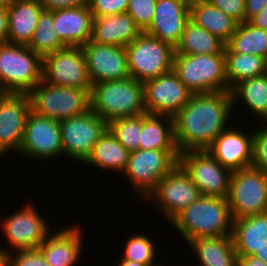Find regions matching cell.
I'll use <instances>...</instances> for the list:
<instances>
[{
    "label": "cell",
    "instance_id": "49",
    "mask_svg": "<svg viewBox=\"0 0 267 266\" xmlns=\"http://www.w3.org/2000/svg\"><path fill=\"white\" fill-rule=\"evenodd\" d=\"M0 266H6V255L0 247Z\"/></svg>",
    "mask_w": 267,
    "mask_h": 266
},
{
    "label": "cell",
    "instance_id": "33",
    "mask_svg": "<svg viewBox=\"0 0 267 266\" xmlns=\"http://www.w3.org/2000/svg\"><path fill=\"white\" fill-rule=\"evenodd\" d=\"M226 78L231 89L241 80L267 74V59L253 54L224 53Z\"/></svg>",
    "mask_w": 267,
    "mask_h": 266
},
{
    "label": "cell",
    "instance_id": "47",
    "mask_svg": "<svg viewBox=\"0 0 267 266\" xmlns=\"http://www.w3.org/2000/svg\"><path fill=\"white\" fill-rule=\"evenodd\" d=\"M254 256L260 258L263 262L267 264V242H265L264 245L256 251Z\"/></svg>",
    "mask_w": 267,
    "mask_h": 266
},
{
    "label": "cell",
    "instance_id": "40",
    "mask_svg": "<svg viewBox=\"0 0 267 266\" xmlns=\"http://www.w3.org/2000/svg\"><path fill=\"white\" fill-rule=\"evenodd\" d=\"M129 0H89L93 17L116 15L127 11Z\"/></svg>",
    "mask_w": 267,
    "mask_h": 266
},
{
    "label": "cell",
    "instance_id": "20",
    "mask_svg": "<svg viewBox=\"0 0 267 266\" xmlns=\"http://www.w3.org/2000/svg\"><path fill=\"white\" fill-rule=\"evenodd\" d=\"M189 16L190 3L186 0H157L151 25L144 32L175 48Z\"/></svg>",
    "mask_w": 267,
    "mask_h": 266
},
{
    "label": "cell",
    "instance_id": "6",
    "mask_svg": "<svg viewBox=\"0 0 267 266\" xmlns=\"http://www.w3.org/2000/svg\"><path fill=\"white\" fill-rule=\"evenodd\" d=\"M28 95L33 112L58 121L91 109L90 92L86 89L54 86L42 80Z\"/></svg>",
    "mask_w": 267,
    "mask_h": 266
},
{
    "label": "cell",
    "instance_id": "38",
    "mask_svg": "<svg viewBox=\"0 0 267 266\" xmlns=\"http://www.w3.org/2000/svg\"><path fill=\"white\" fill-rule=\"evenodd\" d=\"M254 127L252 164L251 166L267 173V123L260 122Z\"/></svg>",
    "mask_w": 267,
    "mask_h": 266
},
{
    "label": "cell",
    "instance_id": "22",
    "mask_svg": "<svg viewBox=\"0 0 267 266\" xmlns=\"http://www.w3.org/2000/svg\"><path fill=\"white\" fill-rule=\"evenodd\" d=\"M93 19L89 5L53 11L54 30L69 47H82L91 40Z\"/></svg>",
    "mask_w": 267,
    "mask_h": 266
},
{
    "label": "cell",
    "instance_id": "43",
    "mask_svg": "<svg viewBox=\"0 0 267 266\" xmlns=\"http://www.w3.org/2000/svg\"><path fill=\"white\" fill-rule=\"evenodd\" d=\"M246 21L267 6V0H245Z\"/></svg>",
    "mask_w": 267,
    "mask_h": 266
},
{
    "label": "cell",
    "instance_id": "42",
    "mask_svg": "<svg viewBox=\"0 0 267 266\" xmlns=\"http://www.w3.org/2000/svg\"><path fill=\"white\" fill-rule=\"evenodd\" d=\"M46 10H59L65 8L81 7L89 4V0H39Z\"/></svg>",
    "mask_w": 267,
    "mask_h": 266
},
{
    "label": "cell",
    "instance_id": "34",
    "mask_svg": "<svg viewBox=\"0 0 267 266\" xmlns=\"http://www.w3.org/2000/svg\"><path fill=\"white\" fill-rule=\"evenodd\" d=\"M28 47L42 58L67 47L54 30L53 11L44 9L41 12L37 28Z\"/></svg>",
    "mask_w": 267,
    "mask_h": 266
},
{
    "label": "cell",
    "instance_id": "15",
    "mask_svg": "<svg viewBox=\"0 0 267 266\" xmlns=\"http://www.w3.org/2000/svg\"><path fill=\"white\" fill-rule=\"evenodd\" d=\"M20 156L28 159L51 160L63 156L61 129L58 120L41 116L32 110L28 114Z\"/></svg>",
    "mask_w": 267,
    "mask_h": 266
},
{
    "label": "cell",
    "instance_id": "26",
    "mask_svg": "<svg viewBox=\"0 0 267 266\" xmlns=\"http://www.w3.org/2000/svg\"><path fill=\"white\" fill-rule=\"evenodd\" d=\"M198 266H237L238 255L231 236L197 238L188 242Z\"/></svg>",
    "mask_w": 267,
    "mask_h": 266
},
{
    "label": "cell",
    "instance_id": "30",
    "mask_svg": "<svg viewBox=\"0 0 267 266\" xmlns=\"http://www.w3.org/2000/svg\"><path fill=\"white\" fill-rule=\"evenodd\" d=\"M189 19L227 43L238 23L208 1L190 3Z\"/></svg>",
    "mask_w": 267,
    "mask_h": 266
},
{
    "label": "cell",
    "instance_id": "29",
    "mask_svg": "<svg viewBox=\"0 0 267 266\" xmlns=\"http://www.w3.org/2000/svg\"><path fill=\"white\" fill-rule=\"evenodd\" d=\"M233 109L238 108L237 102L246 105L254 117L267 123V74L241 80L231 88ZM251 110V111H250Z\"/></svg>",
    "mask_w": 267,
    "mask_h": 266
},
{
    "label": "cell",
    "instance_id": "28",
    "mask_svg": "<svg viewBox=\"0 0 267 266\" xmlns=\"http://www.w3.org/2000/svg\"><path fill=\"white\" fill-rule=\"evenodd\" d=\"M140 149L178 151L174 139V119L166 115L142 114Z\"/></svg>",
    "mask_w": 267,
    "mask_h": 266
},
{
    "label": "cell",
    "instance_id": "3",
    "mask_svg": "<svg viewBox=\"0 0 267 266\" xmlns=\"http://www.w3.org/2000/svg\"><path fill=\"white\" fill-rule=\"evenodd\" d=\"M90 101L91 110L108 124L118 118L146 113L143 83L133 77L92 84Z\"/></svg>",
    "mask_w": 267,
    "mask_h": 266
},
{
    "label": "cell",
    "instance_id": "9",
    "mask_svg": "<svg viewBox=\"0 0 267 266\" xmlns=\"http://www.w3.org/2000/svg\"><path fill=\"white\" fill-rule=\"evenodd\" d=\"M227 200L233 220L267 212V173L253 166L232 172Z\"/></svg>",
    "mask_w": 267,
    "mask_h": 266
},
{
    "label": "cell",
    "instance_id": "4",
    "mask_svg": "<svg viewBox=\"0 0 267 266\" xmlns=\"http://www.w3.org/2000/svg\"><path fill=\"white\" fill-rule=\"evenodd\" d=\"M43 58L30 47L0 45V93L28 94L43 80Z\"/></svg>",
    "mask_w": 267,
    "mask_h": 266
},
{
    "label": "cell",
    "instance_id": "36",
    "mask_svg": "<svg viewBox=\"0 0 267 266\" xmlns=\"http://www.w3.org/2000/svg\"><path fill=\"white\" fill-rule=\"evenodd\" d=\"M108 128L129 152L140 149L142 114L115 119L108 124Z\"/></svg>",
    "mask_w": 267,
    "mask_h": 266
},
{
    "label": "cell",
    "instance_id": "11",
    "mask_svg": "<svg viewBox=\"0 0 267 266\" xmlns=\"http://www.w3.org/2000/svg\"><path fill=\"white\" fill-rule=\"evenodd\" d=\"M29 202L28 200L27 205L24 204L20 210L8 214V217L2 220L1 233L6 236L5 239L10 246L8 249L1 247L5 255L15 250L38 249L51 232L49 222L45 221L35 205Z\"/></svg>",
    "mask_w": 267,
    "mask_h": 266
},
{
    "label": "cell",
    "instance_id": "10",
    "mask_svg": "<svg viewBox=\"0 0 267 266\" xmlns=\"http://www.w3.org/2000/svg\"><path fill=\"white\" fill-rule=\"evenodd\" d=\"M63 157L82 164L90 156L93 146L108 129V123L91 109L82 115L59 121Z\"/></svg>",
    "mask_w": 267,
    "mask_h": 266
},
{
    "label": "cell",
    "instance_id": "14",
    "mask_svg": "<svg viewBox=\"0 0 267 266\" xmlns=\"http://www.w3.org/2000/svg\"><path fill=\"white\" fill-rule=\"evenodd\" d=\"M201 193L185 170L178 164L164 176L147 196L148 203L171 221L178 213L194 203ZM154 203V204H153Z\"/></svg>",
    "mask_w": 267,
    "mask_h": 266
},
{
    "label": "cell",
    "instance_id": "37",
    "mask_svg": "<svg viewBox=\"0 0 267 266\" xmlns=\"http://www.w3.org/2000/svg\"><path fill=\"white\" fill-rule=\"evenodd\" d=\"M157 0H129L127 13L133 18L135 24L144 32L154 17Z\"/></svg>",
    "mask_w": 267,
    "mask_h": 266
},
{
    "label": "cell",
    "instance_id": "2",
    "mask_svg": "<svg viewBox=\"0 0 267 266\" xmlns=\"http://www.w3.org/2000/svg\"><path fill=\"white\" fill-rule=\"evenodd\" d=\"M169 223L188 243L197 238L231 236L233 218L227 199L200 196Z\"/></svg>",
    "mask_w": 267,
    "mask_h": 266
},
{
    "label": "cell",
    "instance_id": "1",
    "mask_svg": "<svg viewBox=\"0 0 267 266\" xmlns=\"http://www.w3.org/2000/svg\"><path fill=\"white\" fill-rule=\"evenodd\" d=\"M232 113L230 91L192 94L173 117L174 139L179 154L207 150L231 125L228 121Z\"/></svg>",
    "mask_w": 267,
    "mask_h": 266
},
{
    "label": "cell",
    "instance_id": "13",
    "mask_svg": "<svg viewBox=\"0 0 267 266\" xmlns=\"http://www.w3.org/2000/svg\"><path fill=\"white\" fill-rule=\"evenodd\" d=\"M43 80L54 86L86 89L91 93L86 58L82 47H65L43 57Z\"/></svg>",
    "mask_w": 267,
    "mask_h": 266
},
{
    "label": "cell",
    "instance_id": "7",
    "mask_svg": "<svg viewBox=\"0 0 267 266\" xmlns=\"http://www.w3.org/2000/svg\"><path fill=\"white\" fill-rule=\"evenodd\" d=\"M130 77L144 83L173 70L175 48L146 32L126 47Z\"/></svg>",
    "mask_w": 267,
    "mask_h": 266
},
{
    "label": "cell",
    "instance_id": "41",
    "mask_svg": "<svg viewBox=\"0 0 267 266\" xmlns=\"http://www.w3.org/2000/svg\"><path fill=\"white\" fill-rule=\"evenodd\" d=\"M225 14L234 19L238 24L246 22L245 0H207Z\"/></svg>",
    "mask_w": 267,
    "mask_h": 266
},
{
    "label": "cell",
    "instance_id": "12",
    "mask_svg": "<svg viewBox=\"0 0 267 266\" xmlns=\"http://www.w3.org/2000/svg\"><path fill=\"white\" fill-rule=\"evenodd\" d=\"M179 165L198 187L201 196L228 199L232 172L207 150L181 153Z\"/></svg>",
    "mask_w": 267,
    "mask_h": 266
},
{
    "label": "cell",
    "instance_id": "44",
    "mask_svg": "<svg viewBox=\"0 0 267 266\" xmlns=\"http://www.w3.org/2000/svg\"><path fill=\"white\" fill-rule=\"evenodd\" d=\"M8 43L7 7L0 6V45Z\"/></svg>",
    "mask_w": 267,
    "mask_h": 266
},
{
    "label": "cell",
    "instance_id": "16",
    "mask_svg": "<svg viewBox=\"0 0 267 266\" xmlns=\"http://www.w3.org/2000/svg\"><path fill=\"white\" fill-rule=\"evenodd\" d=\"M146 113L174 117L189 101L192 93L172 70L143 83Z\"/></svg>",
    "mask_w": 267,
    "mask_h": 266
},
{
    "label": "cell",
    "instance_id": "19",
    "mask_svg": "<svg viewBox=\"0 0 267 266\" xmlns=\"http://www.w3.org/2000/svg\"><path fill=\"white\" fill-rule=\"evenodd\" d=\"M230 125L209 146L207 151L231 172L246 168L252 164L254 128L250 132ZM253 129V130H252ZM246 131V132H245Z\"/></svg>",
    "mask_w": 267,
    "mask_h": 266
},
{
    "label": "cell",
    "instance_id": "25",
    "mask_svg": "<svg viewBox=\"0 0 267 266\" xmlns=\"http://www.w3.org/2000/svg\"><path fill=\"white\" fill-rule=\"evenodd\" d=\"M231 238L238 256L254 255L267 242V212L233 220Z\"/></svg>",
    "mask_w": 267,
    "mask_h": 266
},
{
    "label": "cell",
    "instance_id": "31",
    "mask_svg": "<svg viewBox=\"0 0 267 266\" xmlns=\"http://www.w3.org/2000/svg\"><path fill=\"white\" fill-rule=\"evenodd\" d=\"M226 43L219 37L199 27L190 19L184 26L175 54H224Z\"/></svg>",
    "mask_w": 267,
    "mask_h": 266
},
{
    "label": "cell",
    "instance_id": "5",
    "mask_svg": "<svg viewBox=\"0 0 267 266\" xmlns=\"http://www.w3.org/2000/svg\"><path fill=\"white\" fill-rule=\"evenodd\" d=\"M173 71L192 94L231 91L224 54H175Z\"/></svg>",
    "mask_w": 267,
    "mask_h": 266
},
{
    "label": "cell",
    "instance_id": "48",
    "mask_svg": "<svg viewBox=\"0 0 267 266\" xmlns=\"http://www.w3.org/2000/svg\"><path fill=\"white\" fill-rule=\"evenodd\" d=\"M116 265L117 266H148V265H144L138 262L127 261L124 259H120Z\"/></svg>",
    "mask_w": 267,
    "mask_h": 266
},
{
    "label": "cell",
    "instance_id": "50",
    "mask_svg": "<svg viewBox=\"0 0 267 266\" xmlns=\"http://www.w3.org/2000/svg\"><path fill=\"white\" fill-rule=\"evenodd\" d=\"M14 0H0V6L7 7Z\"/></svg>",
    "mask_w": 267,
    "mask_h": 266
},
{
    "label": "cell",
    "instance_id": "24",
    "mask_svg": "<svg viewBox=\"0 0 267 266\" xmlns=\"http://www.w3.org/2000/svg\"><path fill=\"white\" fill-rule=\"evenodd\" d=\"M39 0H14L7 6L8 43L28 46L41 12Z\"/></svg>",
    "mask_w": 267,
    "mask_h": 266
},
{
    "label": "cell",
    "instance_id": "46",
    "mask_svg": "<svg viewBox=\"0 0 267 266\" xmlns=\"http://www.w3.org/2000/svg\"><path fill=\"white\" fill-rule=\"evenodd\" d=\"M237 266H267V264L254 255H247L238 256Z\"/></svg>",
    "mask_w": 267,
    "mask_h": 266
},
{
    "label": "cell",
    "instance_id": "35",
    "mask_svg": "<svg viewBox=\"0 0 267 266\" xmlns=\"http://www.w3.org/2000/svg\"><path fill=\"white\" fill-rule=\"evenodd\" d=\"M125 245L123 249L124 253L120 259L138 262L148 266H160L155 263L157 256L156 245L148 235L136 232L126 239Z\"/></svg>",
    "mask_w": 267,
    "mask_h": 266
},
{
    "label": "cell",
    "instance_id": "21",
    "mask_svg": "<svg viewBox=\"0 0 267 266\" xmlns=\"http://www.w3.org/2000/svg\"><path fill=\"white\" fill-rule=\"evenodd\" d=\"M80 224H71L64 229L50 232L41 243L39 249L51 266H76L84 248Z\"/></svg>",
    "mask_w": 267,
    "mask_h": 266
},
{
    "label": "cell",
    "instance_id": "8",
    "mask_svg": "<svg viewBox=\"0 0 267 266\" xmlns=\"http://www.w3.org/2000/svg\"><path fill=\"white\" fill-rule=\"evenodd\" d=\"M179 156L178 151L138 149L129 152L122 176L127 178L138 197L147 198L158 182L179 164Z\"/></svg>",
    "mask_w": 267,
    "mask_h": 266
},
{
    "label": "cell",
    "instance_id": "18",
    "mask_svg": "<svg viewBox=\"0 0 267 266\" xmlns=\"http://www.w3.org/2000/svg\"><path fill=\"white\" fill-rule=\"evenodd\" d=\"M82 49L92 84L130 77L125 47L101 45L90 40Z\"/></svg>",
    "mask_w": 267,
    "mask_h": 266
},
{
    "label": "cell",
    "instance_id": "39",
    "mask_svg": "<svg viewBox=\"0 0 267 266\" xmlns=\"http://www.w3.org/2000/svg\"><path fill=\"white\" fill-rule=\"evenodd\" d=\"M6 266H51L38 249L15 250L6 255Z\"/></svg>",
    "mask_w": 267,
    "mask_h": 266
},
{
    "label": "cell",
    "instance_id": "45",
    "mask_svg": "<svg viewBox=\"0 0 267 266\" xmlns=\"http://www.w3.org/2000/svg\"><path fill=\"white\" fill-rule=\"evenodd\" d=\"M248 22L257 28L267 30V6L256 15L252 16Z\"/></svg>",
    "mask_w": 267,
    "mask_h": 266
},
{
    "label": "cell",
    "instance_id": "17",
    "mask_svg": "<svg viewBox=\"0 0 267 266\" xmlns=\"http://www.w3.org/2000/svg\"><path fill=\"white\" fill-rule=\"evenodd\" d=\"M30 111L28 94L0 93V158L8 152L19 153Z\"/></svg>",
    "mask_w": 267,
    "mask_h": 266
},
{
    "label": "cell",
    "instance_id": "32",
    "mask_svg": "<svg viewBox=\"0 0 267 266\" xmlns=\"http://www.w3.org/2000/svg\"><path fill=\"white\" fill-rule=\"evenodd\" d=\"M224 53L253 54L267 59V30L254 27L248 21L238 24Z\"/></svg>",
    "mask_w": 267,
    "mask_h": 266
},
{
    "label": "cell",
    "instance_id": "27",
    "mask_svg": "<svg viewBox=\"0 0 267 266\" xmlns=\"http://www.w3.org/2000/svg\"><path fill=\"white\" fill-rule=\"evenodd\" d=\"M129 151L117 140L108 128L93 146L92 152L83 165L99 170L120 172L126 170Z\"/></svg>",
    "mask_w": 267,
    "mask_h": 266
},
{
    "label": "cell",
    "instance_id": "51",
    "mask_svg": "<svg viewBox=\"0 0 267 266\" xmlns=\"http://www.w3.org/2000/svg\"><path fill=\"white\" fill-rule=\"evenodd\" d=\"M188 3H193V2H197V1H207V0H186Z\"/></svg>",
    "mask_w": 267,
    "mask_h": 266
},
{
    "label": "cell",
    "instance_id": "23",
    "mask_svg": "<svg viewBox=\"0 0 267 266\" xmlns=\"http://www.w3.org/2000/svg\"><path fill=\"white\" fill-rule=\"evenodd\" d=\"M142 30L127 13L94 17L91 41L101 45L126 47L132 43Z\"/></svg>",
    "mask_w": 267,
    "mask_h": 266
}]
</instances>
